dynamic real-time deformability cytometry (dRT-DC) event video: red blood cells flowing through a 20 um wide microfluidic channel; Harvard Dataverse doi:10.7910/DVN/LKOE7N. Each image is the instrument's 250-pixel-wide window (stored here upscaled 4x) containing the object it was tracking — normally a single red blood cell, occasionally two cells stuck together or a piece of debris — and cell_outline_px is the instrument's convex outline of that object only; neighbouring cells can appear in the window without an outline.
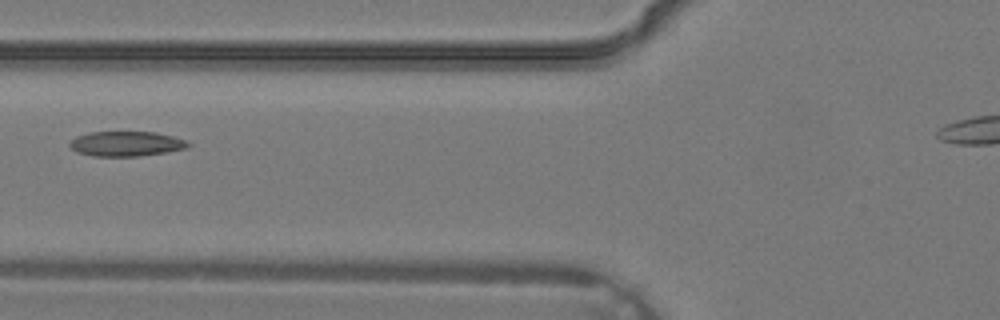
{"species": "common noctule bat (a hibernating species)", "species_latin": "Nyctalus noctula", "temperature_condition": "warm", "stored_images_in_passage": 5, "camera_frame_rate_fps": 3000, "um_per_image_px": 0.085, "animal": {"sex": "male", "body_mass_g": 19.2, "forearm_length_mm": 51.8}, "frame": {"image": 1, "passage_image": 5, "time_ms": 1.333, "image_size_px": [1000, 320], "cell_outline_px": [[192, 144], [188, 148], [168, 152], [140, 156], [92, 156], [76, 152], [68, 144], [76, 136], [88, 132], [156, 132], [172, 136], [184, 140]], "centroid_in_image_um": [10.73, 12.22], "position_along_channel_um": 115.1, "area_um2": 17.28}}